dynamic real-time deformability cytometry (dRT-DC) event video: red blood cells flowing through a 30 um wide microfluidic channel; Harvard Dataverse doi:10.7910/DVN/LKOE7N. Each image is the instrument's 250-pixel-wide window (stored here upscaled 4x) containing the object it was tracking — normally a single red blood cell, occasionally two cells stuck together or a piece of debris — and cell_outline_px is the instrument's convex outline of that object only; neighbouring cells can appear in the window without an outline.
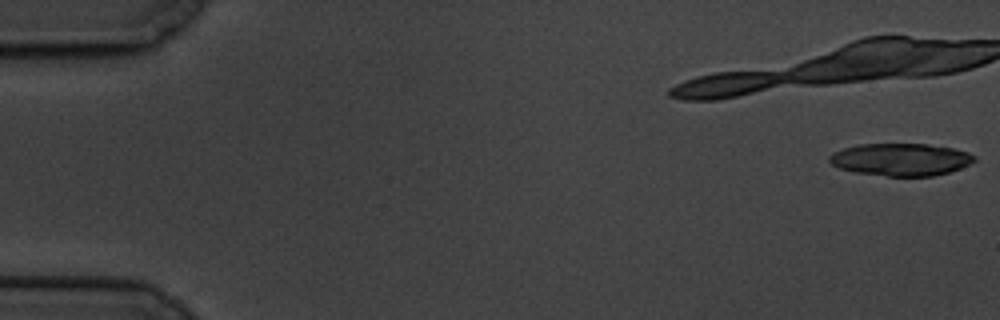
{"species": "common noctule bat (a hibernating species)", "species_latin": "Nyctalus noctula", "temperature_condition": "cold", "stored_images_in_passage": 7, "camera_frame_rate_fps": 3000, "um_per_image_px": 0.085, "animal": {"sex": "male", "body_mass_g": 19.5, "forearm_length_mm": 54.6}, "frame": {"image": 1, "passage_image": 1, "time_ms": 0.0, "image_size_px": [1000, 320], "cell_outline_px": [[976, 160], [960, 168], [948, 172], [932, 176], [888, 176], [856, 172], [840, 168], [832, 164], [828, 160], [828, 156], [832, 152], [856, 144], [928, 144], [952, 148], [968, 152], [976, 156]], "centroid_in_image_um": [76.55, 13.55], "position_along_channel_um": 8.5, "area_um2": 27.34}}